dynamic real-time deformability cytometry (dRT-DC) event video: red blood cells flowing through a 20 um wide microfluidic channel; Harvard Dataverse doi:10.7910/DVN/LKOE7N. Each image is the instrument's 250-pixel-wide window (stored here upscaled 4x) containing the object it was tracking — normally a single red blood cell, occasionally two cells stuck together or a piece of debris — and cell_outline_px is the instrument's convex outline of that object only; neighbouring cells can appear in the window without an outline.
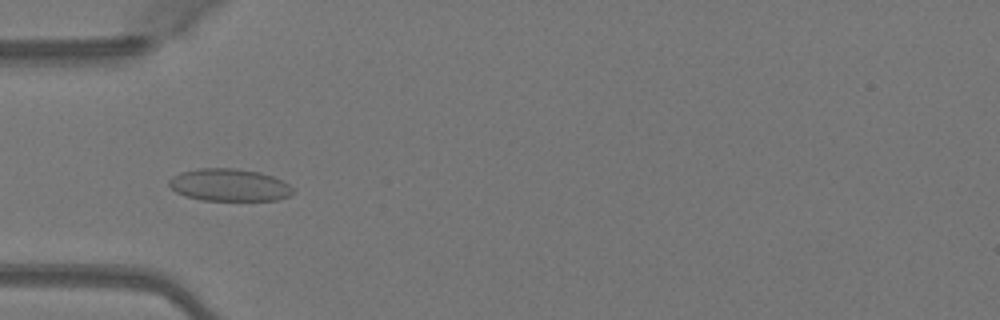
{"species": "Egyptian fruit bat (a non-hibernating species)", "species_latin": "Rousettus aegyptiacus", "temperature_condition": "warm", "stored_images_in_passage": 40, "camera_frame_rate_fps": 3000, "um_per_image_px": 0.085, "animal": {"sex": "female"}, "frame": {"image": 1, "passage_image": 6, "time_ms": 1.667, "image_size_px": [1000, 320], "cell_outline_px": [[296, 192], [288, 196], [276, 200], [200, 200], [184, 196], [176, 192], [168, 184], [168, 180], [172, 176], [180, 172], [196, 168], [232, 168], [260, 172], [272, 176], [288, 184]], "centroid_in_image_um": [19.45, 15.72], "position_along_channel_um": 65.6, "area_um2": 23.47}}
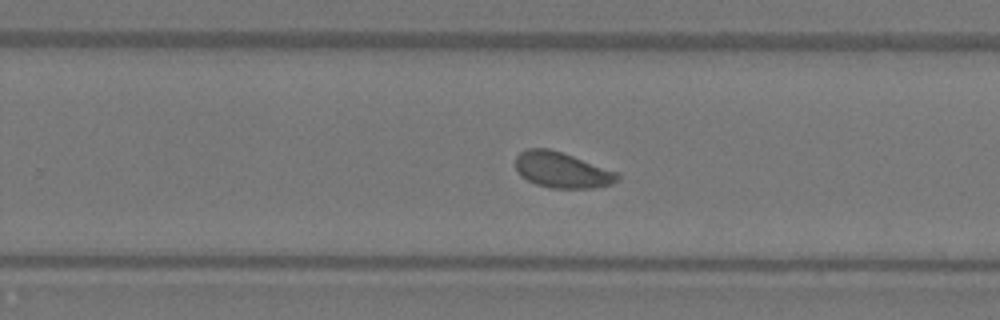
{"frame": {"image": 2, "passage_image": 22, "time_ms": 7.0, "image_size_px": [1000, 320], "cell_outline_px": [[620, 176], [612, 184], [592, 188], [552, 188], [536, 184], [520, 176], [516, 168], [516, 156], [520, 152], [528, 148], [548, 148], [620, 172]], "centroid_in_image_um": [47.77, 14.45], "position_along_channel_um": 282.0, "area_um2": 21.15}}
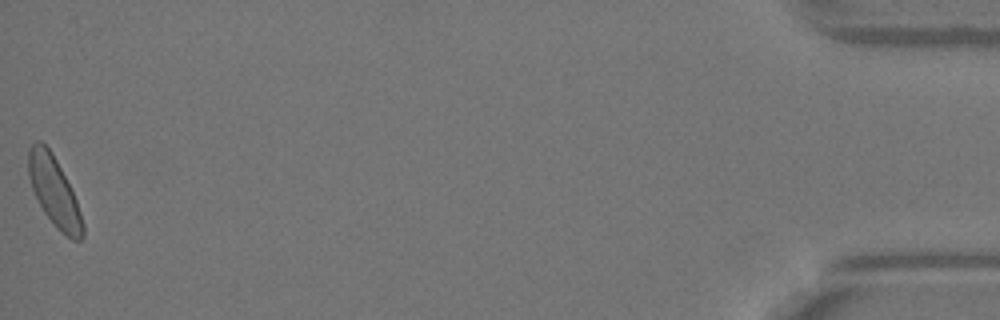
{"frame": {"image": 3, "passage_image": 40, "time_ms": 13.0, "image_size_px": [1000, 320], "cell_outline_px": [[84, 236], [80, 240], [72, 240], [60, 232], [44, 212], [32, 188], [28, 176], [28, 152], [32, 144], [36, 140], [40, 140], [52, 152], [76, 200], [84, 224]], "centroid_in_image_um": [4.6, 16.3], "position_along_channel_um": 430.6, "area_um2": 21.62}, "authors_computed_cell_mechanics": {"area_um2": 21.5883, "velocity_mm_per_s": 4.0709, "shape_relaxation_time_tau1_ms": 4.9139, "shape_relaxation_time_tau2_ms": null, "deformation_change_tau1": 0.1011, "deformation_change_tau2": null}}